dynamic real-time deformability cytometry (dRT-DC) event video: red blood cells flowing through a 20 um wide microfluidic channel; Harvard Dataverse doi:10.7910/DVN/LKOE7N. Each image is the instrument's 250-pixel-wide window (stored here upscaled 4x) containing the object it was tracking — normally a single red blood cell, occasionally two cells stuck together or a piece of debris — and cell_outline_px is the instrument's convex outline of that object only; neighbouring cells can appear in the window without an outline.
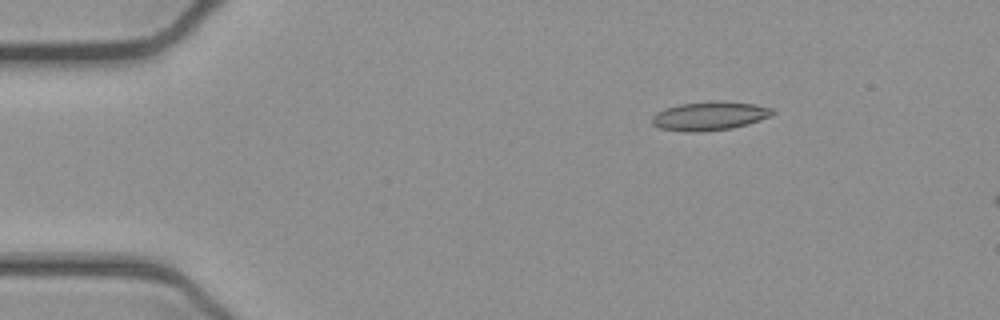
{"species": "common noctule bat (a hibernating species)", "species_latin": "Nyctalus noctula", "temperature_condition": "cold", "stored_images_in_passage": 7, "camera_frame_rate_fps": 3000, "um_per_image_px": 0.085, "animal": {"sex": "female", "body_mass_g": 21.9}, "frame": {"image": 1, "passage_image": 1, "time_ms": 0.0, "image_size_px": [1000, 320], "cell_outline_px": [[776, 112], [772, 116], [748, 124], [732, 128], [704, 132], [684, 132], [660, 128], [652, 124], [652, 116], [656, 112], [664, 108], [680, 104], [756, 104], [772, 108]], "centroid_in_image_um": [60.29, 9.92], "position_along_channel_um": 24.7, "area_um2": 19.42}}